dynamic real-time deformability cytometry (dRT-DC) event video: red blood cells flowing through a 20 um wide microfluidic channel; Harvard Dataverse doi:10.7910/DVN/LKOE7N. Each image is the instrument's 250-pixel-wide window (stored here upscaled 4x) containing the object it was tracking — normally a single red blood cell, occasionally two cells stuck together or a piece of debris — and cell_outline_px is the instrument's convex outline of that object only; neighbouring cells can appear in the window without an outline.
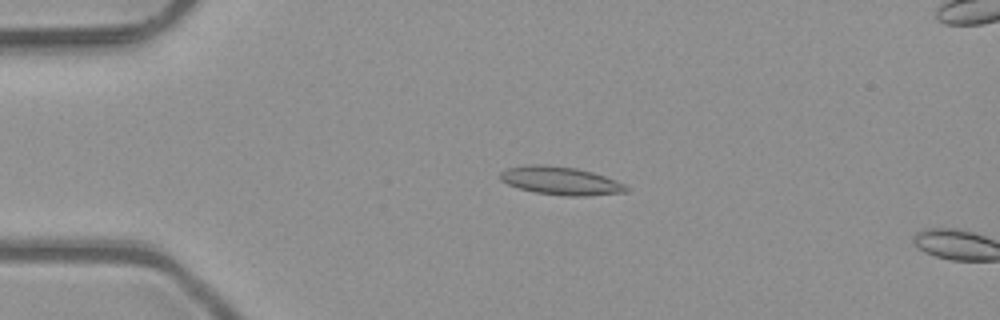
{"species": "common noctule bat (a hibernating species)", "species_latin": "Nyctalus noctula", "temperature_condition": "room temperature", "stored_images_in_passage": 4, "camera_frame_rate_fps": 3000, "um_per_image_px": 0.085, "animal": {"sex": "male", "body_mass_g": 23.1, "forearm_length_mm": 52.7}, "frame": {"image": 1, "passage_image": 3, "time_ms": 0.667, "image_size_px": [1000, 320], "cell_outline_px": [[628, 192], [588, 196], [564, 196], [536, 192], [520, 188], [508, 184], [500, 180], [500, 172], [508, 168], [528, 164], [540, 164], [576, 168], [592, 172], [604, 176], [624, 184], [628, 188]], "centroid_in_image_um": [47.65, 15.37], "position_along_channel_um": 37.3, "area_um2": 20.58}}